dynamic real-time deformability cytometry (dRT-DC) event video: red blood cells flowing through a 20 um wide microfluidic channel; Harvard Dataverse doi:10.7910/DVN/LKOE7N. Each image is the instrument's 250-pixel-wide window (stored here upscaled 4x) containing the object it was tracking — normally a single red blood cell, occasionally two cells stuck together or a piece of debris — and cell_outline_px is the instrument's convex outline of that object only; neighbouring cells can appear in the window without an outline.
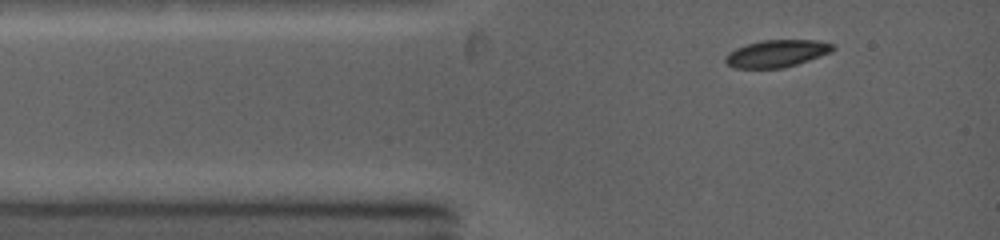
{"species": "common noctule bat (a hibernating species)", "species_latin": "Nyctalus noctula", "temperature_condition": "warm", "stored_images_in_passage": 13, "camera_frame_rate_fps": 5000, "um_per_image_px": 0.085, "animal": {"sex": "female", "body_mass_g": 19.0, "forearm_length_mm": 53.3}, "frame": {"image": 1, "passage_image": 1, "time_ms": 0.0, "image_size_px": [1000, 240], "cell_outline_px": [[836, 48], [832, 52], [784, 68], [736, 68], [728, 64], [724, 60], [724, 56], [728, 52], [736, 48], [760, 40], [816, 40], [832, 44]], "centroid_in_image_um": [66.01, 4.54], "position_along_channel_um": 19.0, "area_um2": 16.99}}
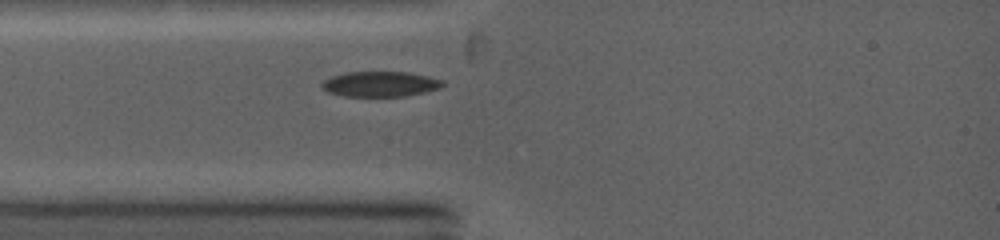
{"frame": {"image": 2, "passage_image": 4, "time_ms": 1.4, "image_size_px": [1000, 240], "cell_outline_px": [[444, 84], [440, 88], [424, 92], [404, 96], [344, 96], [328, 92], [320, 84], [324, 80], [332, 76], [348, 72], [408, 72], [444, 80]], "centroid_in_image_um": [32.33, 7.14], "position_along_channel_um": 52.7, "area_um2": 17.63}}
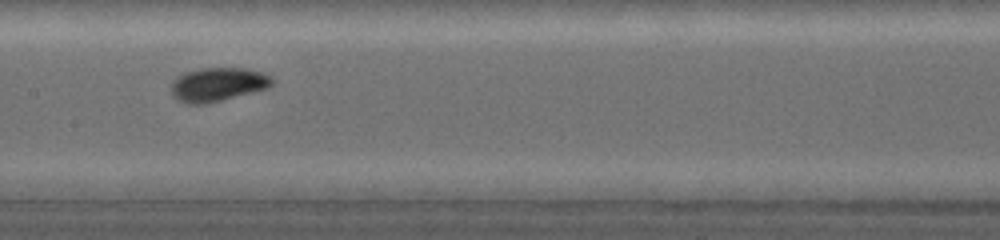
{"frame": {"image": 3, "passage_image": 10, "time_ms": 4.6, "image_size_px": [1000, 240], "cell_outline_px": [[272, 84], [268, 88], [204, 104], [184, 104], [176, 100], [172, 96], [172, 84], [176, 76], [200, 68], [244, 68], [260, 72], [268, 76], [272, 80]], "centroid_in_image_um": [18.45, 7.19], "position_along_channel_um": 188.9, "area_um2": 19.59}}